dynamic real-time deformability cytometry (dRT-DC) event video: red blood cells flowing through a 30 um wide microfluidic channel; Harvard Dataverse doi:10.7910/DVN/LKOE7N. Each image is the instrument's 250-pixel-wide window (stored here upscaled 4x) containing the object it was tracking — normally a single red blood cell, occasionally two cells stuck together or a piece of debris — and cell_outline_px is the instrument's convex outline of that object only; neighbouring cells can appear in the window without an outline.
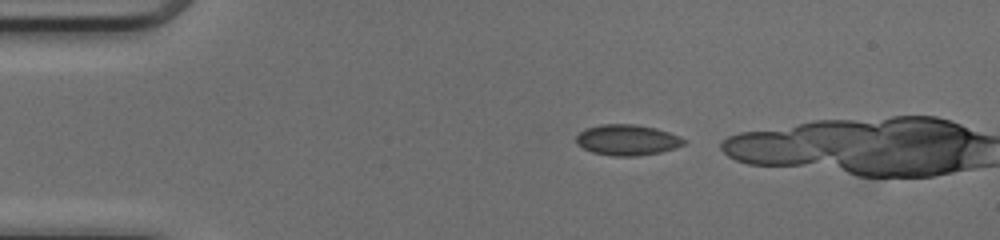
{"species": "common noctule bat (a hibernating species)", "species_latin": "Nyctalus noctula", "temperature_condition": "cold", "stored_images_in_passage": 11, "camera_frame_rate_fps": 3000, "um_per_image_px": 0.085, "animal": {"sex": "female", "body_mass_g": 17.0, "forearm_length_mm": 48.0}, "frame": {"image": 1, "passage_image": 2, "time_ms": 0.333, "image_size_px": [1000, 240], "cell_outline_px": [[688, 140], [684, 144], [676, 148], [660, 152], [636, 156], [612, 156], [592, 152], [584, 148], [576, 140], [576, 136], [580, 132], [588, 128], [600, 124], [636, 124], [656, 128], [680, 136]], "centroid_in_image_um": [53.36, 11.89], "position_along_channel_um": 31.6, "area_um2": 19.25}}